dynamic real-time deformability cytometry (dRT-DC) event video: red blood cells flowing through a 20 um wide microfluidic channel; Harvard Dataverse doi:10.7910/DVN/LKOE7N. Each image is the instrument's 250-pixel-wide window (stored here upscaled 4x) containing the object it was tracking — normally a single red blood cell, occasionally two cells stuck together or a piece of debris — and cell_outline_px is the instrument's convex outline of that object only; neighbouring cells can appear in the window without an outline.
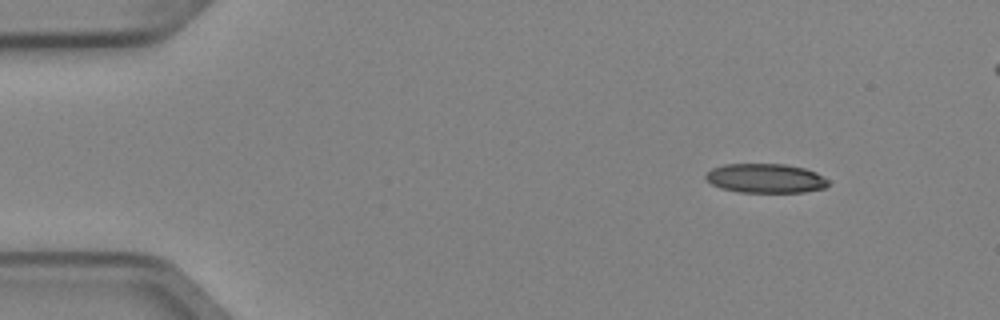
{"species": "Egyptian fruit bat (a non-hibernating species)", "species_latin": "Rousettus aegyptiacus", "temperature_condition": "cold", "stored_images_in_passage": 4, "segment_of_instrument_passage": [1, 2], "camera_frame_rate_fps": 3000, "um_per_image_px": 0.085, "animal": {"sex": "female"}, "frame": {"image": 1, "passage_image": 1, "time_ms": 0.0, "image_size_px": [1000, 320], "cell_outline_px": [[828, 184], [824, 188], [804, 192], [740, 192], [720, 188], [712, 184], [704, 176], [712, 168], [724, 164], [784, 164], [804, 168], [816, 172], [828, 180]], "centroid_in_image_um": [65.06, 15.15], "position_along_channel_um": 19.9, "area_um2": 20.81}}